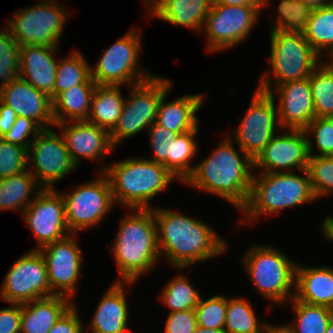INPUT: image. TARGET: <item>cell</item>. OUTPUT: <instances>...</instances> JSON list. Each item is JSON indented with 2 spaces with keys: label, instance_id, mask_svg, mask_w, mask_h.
Segmentation results:
<instances>
[{
  "label": "cell",
  "instance_id": "23",
  "mask_svg": "<svg viewBox=\"0 0 333 333\" xmlns=\"http://www.w3.org/2000/svg\"><path fill=\"white\" fill-rule=\"evenodd\" d=\"M150 16L165 22L203 31L212 0H146ZM150 4V5H149Z\"/></svg>",
  "mask_w": 333,
  "mask_h": 333
},
{
  "label": "cell",
  "instance_id": "18",
  "mask_svg": "<svg viewBox=\"0 0 333 333\" xmlns=\"http://www.w3.org/2000/svg\"><path fill=\"white\" fill-rule=\"evenodd\" d=\"M280 130L282 134H276L254 161V169L261 170V173H284L294 168L300 171L307 169L310 155L304 129Z\"/></svg>",
  "mask_w": 333,
  "mask_h": 333
},
{
  "label": "cell",
  "instance_id": "34",
  "mask_svg": "<svg viewBox=\"0 0 333 333\" xmlns=\"http://www.w3.org/2000/svg\"><path fill=\"white\" fill-rule=\"evenodd\" d=\"M308 78L315 118L333 117V68L323 61Z\"/></svg>",
  "mask_w": 333,
  "mask_h": 333
},
{
  "label": "cell",
  "instance_id": "10",
  "mask_svg": "<svg viewBox=\"0 0 333 333\" xmlns=\"http://www.w3.org/2000/svg\"><path fill=\"white\" fill-rule=\"evenodd\" d=\"M68 12L54 0L17 11L7 27L20 46L59 47Z\"/></svg>",
  "mask_w": 333,
  "mask_h": 333
},
{
  "label": "cell",
  "instance_id": "2",
  "mask_svg": "<svg viewBox=\"0 0 333 333\" xmlns=\"http://www.w3.org/2000/svg\"><path fill=\"white\" fill-rule=\"evenodd\" d=\"M231 140L226 138L212 154L202 158L184 183L217 194L240 210L250 195L254 161L243 150L239 155Z\"/></svg>",
  "mask_w": 333,
  "mask_h": 333
},
{
  "label": "cell",
  "instance_id": "12",
  "mask_svg": "<svg viewBox=\"0 0 333 333\" xmlns=\"http://www.w3.org/2000/svg\"><path fill=\"white\" fill-rule=\"evenodd\" d=\"M274 98L270 93L256 88L245 116L233 132V136H229L235 138L239 149L253 161L276 135L275 128L282 129Z\"/></svg>",
  "mask_w": 333,
  "mask_h": 333
},
{
  "label": "cell",
  "instance_id": "47",
  "mask_svg": "<svg viewBox=\"0 0 333 333\" xmlns=\"http://www.w3.org/2000/svg\"><path fill=\"white\" fill-rule=\"evenodd\" d=\"M78 309L72 304L56 321L48 333H83L82 322Z\"/></svg>",
  "mask_w": 333,
  "mask_h": 333
},
{
  "label": "cell",
  "instance_id": "30",
  "mask_svg": "<svg viewBox=\"0 0 333 333\" xmlns=\"http://www.w3.org/2000/svg\"><path fill=\"white\" fill-rule=\"evenodd\" d=\"M30 170L0 179V211L21 209L23 212L32 202L29 195L36 196L43 189Z\"/></svg>",
  "mask_w": 333,
  "mask_h": 333
},
{
  "label": "cell",
  "instance_id": "37",
  "mask_svg": "<svg viewBox=\"0 0 333 333\" xmlns=\"http://www.w3.org/2000/svg\"><path fill=\"white\" fill-rule=\"evenodd\" d=\"M200 297L199 292L183 274L169 280L160 294L162 304L166 305L170 312L195 309Z\"/></svg>",
  "mask_w": 333,
  "mask_h": 333
},
{
  "label": "cell",
  "instance_id": "33",
  "mask_svg": "<svg viewBox=\"0 0 333 333\" xmlns=\"http://www.w3.org/2000/svg\"><path fill=\"white\" fill-rule=\"evenodd\" d=\"M87 60L79 51L72 52L68 57L58 61L54 98L62 91L79 84H96L91 78V69Z\"/></svg>",
  "mask_w": 333,
  "mask_h": 333
},
{
  "label": "cell",
  "instance_id": "22",
  "mask_svg": "<svg viewBox=\"0 0 333 333\" xmlns=\"http://www.w3.org/2000/svg\"><path fill=\"white\" fill-rule=\"evenodd\" d=\"M58 47L24 45L20 49V75L33 87L54 99L58 61L53 57ZM29 78V79H28Z\"/></svg>",
  "mask_w": 333,
  "mask_h": 333
},
{
  "label": "cell",
  "instance_id": "14",
  "mask_svg": "<svg viewBox=\"0 0 333 333\" xmlns=\"http://www.w3.org/2000/svg\"><path fill=\"white\" fill-rule=\"evenodd\" d=\"M32 163V164H31ZM43 189H53V184L76 169L61 133L43 128L28 148V169ZM55 182V183H54Z\"/></svg>",
  "mask_w": 333,
  "mask_h": 333
},
{
  "label": "cell",
  "instance_id": "44",
  "mask_svg": "<svg viewBox=\"0 0 333 333\" xmlns=\"http://www.w3.org/2000/svg\"><path fill=\"white\" fill-rule=\"evenodd\" d=\"M150 134L151 146L153 151L154 162L162 164L168 170V155L170 142L173 141L179 133H174L161 125L154 122L147 130Z\"/></svg>",
  "mask_w": 333,
  "mask_h": 333
},
{
  "label": "cell",
  "instance_id": "39",
  "mask_svg": "<svg viewBox=\"0 0 333 333\" xmlns=\"http://www.w3.org/2000/svg\"><path fill=\"white\" fill-rule=\"evenodd\" d=\"M313 8L300 0H281L278 16L272 30L303 33L311 18Z\"/></svg>",
  "mask_w": 333,
  "mask_h": 333
},
{
  "label": "cell",
  "instance_id": "11",
  "mask_svg": "<svg viewBox=\"0 0 333 333\" xmlns=\"http://www.w3.org/2000/svg\"><path fill=\"white\" fill-rule=\"evenodd\" d=\"M99 173L97 179L77 186L71 193H61L66 224L72 234L98 225L115 204L108 176Z\"/></svg>",
  "mask_w": 333,
  "mask_h": 333
},
{
  "label": "cell",
  "instance_id": "1",
  "mask_svg": "<svg viewBox=\"0 0 333 333\" xmlns=\"http://www.w3.org/2000/svg\"><path fill=\"white\" fill-rule=\"evenodd\" d=\"M159 254L177 268H185L225 253L227 243L199 219L178 212L152 208Z\"/></svg>",
  "mask_w": 333,
  "mask_h": 333
},
{
  "label": "cell",
  "instance_id": "55",
  "mask_svg": "<svg viewBox=\"0 0 333 333\" xmlns=\"http://www.w3.org/2000/svg\"><path fill=\"white\" fill-rule=\"evenodd\" d=\"M271 0H259V11L261 12L262 10V7H266V5H269L268 3L270 2Z\"/></svg>",
  "mask_w": 333,
  "mask_h": 333
},
{
  "label": "cell",
  "instance_id": "20",
  "mask_svg": "<svg viewBox=\"0 0 333 333\" xmlns=\"http://www.w3.org/2000/svg\"><path fill=\"white\" fill-rule=\"evenodd\" d=\"M0 100L17 117L34 120L42 129L55 125L51 98L20 77L0 88Z\"/></svg>",
  "mask_w": 333,
  "mask_h": 333
},
{
  "label": "cell",
  "instance_id": "56",
  "mask_svg": "<svg viewBox=\"0 0 333 333\" xmlns=\"http://www.w3.org/2000/svg\"><path fill=\"white\" fill-rule=\"evenodd\" d=\"M325 333H333V317L330 320V322L328 323Z\"/></svg>",
  "mask_w": 333,
  "mask_h": 333
},
{
  "label": "cell",
  "instance_id": "24",
  "mask_svg": "<svg viewBox=\"0 0 333 333\" xmlns=\"http://www.w3.org/2000/svg\"><path fill=\"white\" fill-rule=\"evenodd\" d=\"M115 281L106 291L90 323L93 333H125L128 322V305L123 285Z\"/></svg>",
  "mask_w": 333,
  "mask_h": 333
},
{
  "label": "cell",
  "instance_id": "41",
  "mask_svg": "<svg viewBox=\"0 0 333 333\" xmlns=\"http://www.w3.org/2000/svg\"><path fill=\"white\" fill-rule=\"evenodd\" d=\"M198 326L202 328L223 329L227 311V298L215 295L207 300L199 299L195 308Z\"/></svg>",
  "mask_w": 333,
  "mask_h": 333
},
{
  "label": "cell",
  "instance_id": "17",
  "mask_svg": "<svg viewBox=\"0 0 333 333\" xmlns=\"http://www.w3.org/2000/svg\"><path fill=\"white\" fill-rule=\"evenodd\" d=\"M74 235L71 233L39 249L46 263L51 291L55 295L71 297L77 290L83 257Z\"/></svg>",
  "mask_w": 333,
  "mask_h": 333
},
{
  "label": "cell",
  "instance_id": "9",
  "mask_svg": "<svg viewBox=\"0 0 333 333\" xmlns=\"http://www.w3.org/2000/svg\"><path fill=\"white\" fill-rule=\"evenodd\" d=\"M140 36L141 32L131 28L104 51L95 68H90L91 78L97 85H136L153 77L138 64Z\"/></svg>",
  "mask_w": 333,
  "mask_h": 333
},
{
  "label": "cell",
  "instance_id": "5",
  "mask_svg": "<svg viewBox=\"0 0 333 333\" xmlns=\"http://www.w3.org/2000/svg\"><path fill=\"white\" fill-rule=\"evenodd\" d=\"M301 172L304 176L293 172L253 175L247 204L240 210L246 216L241 223L314 201L308 172L306 169Z\"/></svg>",
  "mask_w": 333,
  "mask_h": 333
},
{
  "label": "cell",
  "instance_id": "35",
  "mask_svg": "<svg viewBox=\"0 0 333 333\" xmlns=\"http://www.w3.org/2000/svg\"><path fill=\"white\" fill-rule=\"evenodd\" d=\"M249 300L227 298V311L224 322L225 333H263L264 323L256 318Z\"/></svg>",
  "mask_w": 333,
  "mask_h": 333
},
{
  "label": "cell",
  "instance_id": "6",
  "mask_svg": "<svg viewBox=\"0 0 333 333\" xmlns=\"http://www.w3.org/2000/svg\"><path fill=\"white\" fill-rule=\"evenodd\" d=\"M270 34L271 71L262 75L258 89L269 93L273 90V84L276 87L289 81L308 78L323 62L303 33L272 30Z\"/></svg>",
  "mask_w": 333,
  "mask_h": 333
},
{
  "label": "cell",
  "instance_id": "4",
  "mask_svg": "<svg viewBox=\"0 0 333 333\" xmlns=\"http://www.w3.org/2000/svg\"><path fill=\"white\" fill-rule=\"evenodd\" d=\"M110 181L114 202L128 209H149V202L176 178L150 159L130 158L100 169Z\"/></svg>",
  "mask_w": 333,
  "mask_h": 333
},
{
  "label": "cell",
  "instance_id": "46",
  "mask_svg": "<svg viewBox=\"0 0 333 333\" xmlns=\"http://www.w3.org/2000/svg\"><path fill=\"white\" fill-rule=\"evenodd\" d=\"M198 327L195 309L169 312L165 333H194Z\"/></svg>",
  "mask_w": 333,
  "mask_h": 333
},
{
  "label": "cell",
  "instance_id": "29",
  "mask_svg": "<svg viewBox=\"0 0 333 333\" xmlns=\"http://www.w3.org/2000/svg\"><path fill=\"white\" fill-rule=\"evenodd\" d=\"M120 86L96 85L87 121L109 133L116 126L125 103Z\"/></svg>",
  "mask_w": 333,
  "mask_h": 333
},
{
  "label": "cell",
  "instance_id": "42",
  "mask_svg": "<svg viewBox=\"0 0 333 333\" xmlns=\"http://www.w3.org/2000/svg\"><path fill=\"white\" fill-rule=\"evenodd\" d=\"M28 170V150L0 137V179Z\"/></svg>",
  "mask_w": 333,
  "mask_h": 333
},
{
  "label": "cell",
  "instance_id": "32",
  "mask_svg": "<svg viewBox=\"0 0 333 333\" xmlns=\"http://www.w3.org/2000/svg\"><path fill=\"white\" fill-rule=\"evenodd\" d=\"M198 129L179 134L170 142L168 155V171L183 183L192 174L195 166L191 159L197 154L196 135Z\"/></svg>",
  "mask_w": 333,
  "mask_h": 333
},
{
  "label": "cell",
  "instance_id": "13",
  "mask_svg": "<svg viewBox=\"0 0 333 333\" xmlns=\"http://www.w3.org/2000/svg\"><path fill=\"white\" fill-rule=\"evenodd\" d=\"M52 295L55 294L50 288L45 260L36 249L14 262L0 290V298L10 304H25Z\"/></svg>",
  "mask_w": 333,
  "mask_h": 333
},
{
  "label": "cell",
  "instance_id": "25",
  "mask_svg": "<svg viewBox=\"0 0 333 333\" xmlns=\"http://www.w3.org/2000/svg\"><path fill=\"white\" fill-rule=\"evenodd\" d=\"M296 300L333 309V268L296 266Z\"/></svg>",
  "mask_w": 333,
  "mask_h": 333
},
{
  "label": "cell",
  "instance_id": "57",
  "mask_svg": "<svg viewBox=\"0 0 333 333\" xmlns=\"http://www.w3.org/2000/svg\"><path fill=\"white\" fill-rule=\"evenodd\" d=\"M331 61L328 63L333 68V52L330 55Z\"/></svg>",
  "mask_w": 333,
  "mask_h": 333
},
{
  "label": "cell",
  "instance_id": "27",
  "mask_svg": "<svg viewBox=\"0 0 333 333\" xmlns=\"http://www.w3.org/2000/svg\"><path fill=\"white\" fill-rule=\"evenodd\" d=\"M70 299L63 295H52L21 304L20 333H48L73 304Z\"/></svg>",
  "mask_w": 333,
  "mask_h": 333
},
{
  "label": "cell",
  "instance_id": "31",
  "mask_svg": "<svg viewBox=\"0 0 333 333\" xmlns=\"http://www.w3.org/2000/svg\"><path fill=\"white\" fill-rule=\"evenodd\" d=\"M303 34L322 59L324 50L331 55L333 52V2L313 10Z\"/></svg>",
  "mask_w": 333,
  "mask_h": 333
},
{
  "label": "cell",
  "instance_id": "50",
  "mask_svg": "<svg viewBox=\"0 0 333 333\" xmlns=\"http://www.w3.org/2000/svg\"><path fill=\"white\" fill-rule=\"evenodd\" d=\"M212 4L231 6H253L259 10V0H212Z\"/></svg>",
  "mask_w": 333,
  "mask_h": 333
},
{
  "label": "cell",
  "instance_id": "15",
  "mask_svg": "<svg viewBox=\"0 0 333 333\" xmlns=\"http://www.w3.org/2000/svg\"><path fill=\"white\" fill-rule=\"evenodd\" d=\"M260 11L253 6L212 4L204 23L208 52L228 49L249 36Z\"/></svg>",
  "mask_w": 333,
  "mask_h": 333
},
{
  "label": "cell",
  "instance_id": "26",
  "mask_svg": "<svg viewBox=\"0 0 333 333\" xmlns=\"http://www.w3.org/2000/svg\"><path fill=\"white\" fill-rule=\"evenodd\" d=\"M168 92L161 97L155 122L179 134L198 129L199 120L195 114L203 105V95L187 94L165 103Z\"/></svg>",
  "mask_w": 333,
  "mask_h": 333
},
{
  "label": "cell",
  "instance_id": "8",
  "mask_svg": "<svg viewBox=\"0 0 333 333\" xmlns=\"http://www.w3.org/2000/svg\"><path fill=\"white\" fill-rule=\"evenodd\" d=\"M171 84L167 78L154 75L147 81L132 86V93L125 99L118 122L110 132L114 148L125 138L149 129L156 121L161 97L166 91H170Z\"/></svg>",
  "mask_w": 333,
  "mask_h": 333
},
{
  "label": "cell",
  "instance_id": "53",
  "mask_svg": "<svg viewBox=\"0 0 333 333\" xmlns=\"http://www.w3.org/2000/svg\"><path fill=\"white\" fill-rule=\"evenodd\" d=\"M305 5L312 7L313 9L323 7L324 5L332 3V0H300Z\"/></svg>",
  "mask_w": 333,
  "mask_h": 333
},
{
  "label": "cell",
  "instance_id": "36",
  "mask_svg": "<svg viewBox=\"0 0 333 333\" xmlns=\"http://www.w3.org/2000/svg\"><path fill=\"white\" fill-rule=\"evenodd\" d=\"M290 301L297 316L296 322L291 324L296 333H325L333 317V309L307 304L295 298Z\"/></svg>",
  "mask_w": 333,
  "mask_h": 333
},
{
  "label": "cell",
  "instance_id": "49",
  "mask_svg": "<svg viewBox=\"0 0 333 333\" xmlns=\"http://www.w3.org/2000/svg\"><path fill=\"white\" fill-rule=\"evenodd\" d=\"M16 118L17 115L12 108L0 100V137L10 131Z\"/></svg>",
  "mask_w": 333,
  "mask_h": 333
},
{
  "label": "cell",
  "instance_id": "16",
  "mask_svg": "<svg viewBox=\"0 0 333 333\" xmlns=\"http://www.w3.org/2000/svg\"><path fill=\"white\" fill-rule=\"evenodd\" d=\"M33 197L22 215L27 227L37 239L39 247L36 246V250H39L71 233L66 224L65 205L61 193L55 188L42 189Z\"/></svg>",
  "mask_w": 333,
  "mask_h": 333
},
{
  "label": "cell",
  "instance_id": "48",
  "mask_svg": "<svg viewBox=\"0 0 333 333\" xmlns=\"http://www.w3.org/2000/svg\"><path fill=\"white\" fill-rule=\"evenodd\" d=\"M21 304L11 303V307L0 309V333H20Z\"/></svg>",
  "mask_w": 333,
  "mask_h": 333
},
{
  "label": "cell",
  "instance_id": "38",
  "mask_svg": "<svg viewBox=\"0 0 333 333\" xmlns=\"http://www.w3.org/2000/svg\"><path fill=\"white\" fill-rule=\"evenodd\" d=\"M307 137L310 157L306 170L309 175L313 194L317 200L324 195L333 194V156L314 155L313 139H309V136Z\"/></svg>",
  "mask_w": 333,
  "mask_h": 333
},
{
  "label": "cell",
  "instance_id": "40",
  "mask_svg": "<svg viewBox=\"0 0 333 333\" xmlns=\"http://www.w3.org/2000/svg\"><path fill=\"white\" fill-rule=\"evenodd\" d=\"M0 30V88L20 75V44L11 35L7 25Z\"/></svg>",
  "mask_w": 333,
  "mask_h": 333
},
{
  "label": "cell",
  "instance_id": "19",
  "mask_svg": "<svg viewBox=\"0 0 333 333\" xmlns=\"http://www.w3.org/2000/svg\"><path fill=\"white\" fill-rule=\"evenodd\" d=\"M274 90L269 93L278 95L276 106L282 129H304L315 118L309 78L277 85Z\"/></svg>",
  "mask_w": 333,
  "mask_h": 333
},
{
  "label": "cell",
  "instance_id": "21",
  "mask_svg": "<svg viewBox=\"0 0 333 333\" xmlns=\"http://www.w3.org/2000/svg\"><path fill=\"white\" fill-rule=\"evenodd\" d=\"M68 123H57L54 126L64 128L60 133L76 166L83 158L101 160L113 151L114 147L107 130L88 121H73L70 125Z\"/></svg>",
  "mask_w": 333,
  "mask_h": 333
},
{
  "label": "cell",
  "instance_id": "54",
  "mask_svg": "<svg viewBox=\"0 0 333 333\" xmlns=\"http://www.w3.org/2000/svg\"><path fill=\"white\" fill-rule=\"evenodd\" d=\"M194 333H225V332L223 329L202 328L198 326Z\"/></svg>",
  "mask_w": 333,
  "mask_h": 333
},
{
  "label": "cell",
  "instance_id": "43",
  "mask_svg": "<svg viewBox=\"0 0 333 333\" xmlns=\"http://www.w3.org/2000/svg\"><path fill=\"white\" fill-rule=\"evenodd\" d=\"M304 131L306 135L315 134L318 156H333V117L314 118Z\"/></svg>",
  "mask_w": 333,
  "mask_h": 333
},
{
  "label": "cell",
  "instance_id": "3",
  "mask_svg": "<svg viewBox=\"0 0 333 333\" xmlns=\"http://www.w3.org/2000/svg\"><path fill=\"white\" fill-rule=\"evenodd\" d=\"M122 220L112 246L118 273L117 281L134 284L160 259L156 222L152 208L130 209Z\"/></svg>",
  "mask_w": 333,
  "mask_h": 333
},
{
  "label": "cell",
  "instance_id": "51",
  "mask_svg": "<svg viewBox=\"0 0 333 333\" xmlns=\"http://www.w3.org/2000/svg\"><path fill=\"white\" fill-rule=\"evenodd\" d=\"M263 333H296L293 326L290 324L287 325H279L272 326L268 322L264 324Z\"/></svg>",
  "mask_w": 333,
  "mask_h": 333
},
{
  "label": "cell",
  "instance_id": "45",
  "mask_svg": "<svg viewBox=\"0 0 333 333\" xmlns=\"http://www.w3.org/2000/svg\"><path fill=\"white\" fill-rule=\"evenodd\" d=\"M42 128L34 121L25 117H17L9 132L2 136L5 141L22 146L28 150L31 141ZM32 139H29L31 136Z\"/></svg>",
  "mask_w": 333,
  "mask_h": 333
},
{
  "label": "cell",
  "instance_id": "52",
  "mask_svg": "<svg viewBox=\"0 0 333 333\" xmlns=\"http://www.w3.org/2000/svg\"><path fill=\"white\" fill-rule=\"evenodd\" d=\"M323 236L330 241H333V216H327L322 223Z\"/></svg>",
  "mask_w": 333,
  "mask_h": 333
},
{
  "label": "cell",
  "instance_id": "7",
  "mask_svg": "<svg viewBox=\"0 0 333 333\" xmlns=\"http://www.w3.org/2000/svg\"><path fill=\"white\" fill-rule=\"evenodd\" d=\"M243 262L256 290L267 300L284 305L286 300L294 298L297 264L283 252L270 246L252 245Z\"/></svg>",
  "mask_w": 333,
  "mask_h": 333
},
{
  "label": "cell",
  "instance_id": "28",
  "mask_svg": "<svg viewBox=\"0 0 333 333\" xmlns=\"http://www.w3.org/2000/svg\"><path fill=\"white\" fill-rule=\"evenodd\" d=\"M96 85L79 84L60 92L52 100V114L55 124L87 121L91 110V98Z\"/></svg>",
  "mask_w": 333,
  "mask_h": 333
}]
</instances>
